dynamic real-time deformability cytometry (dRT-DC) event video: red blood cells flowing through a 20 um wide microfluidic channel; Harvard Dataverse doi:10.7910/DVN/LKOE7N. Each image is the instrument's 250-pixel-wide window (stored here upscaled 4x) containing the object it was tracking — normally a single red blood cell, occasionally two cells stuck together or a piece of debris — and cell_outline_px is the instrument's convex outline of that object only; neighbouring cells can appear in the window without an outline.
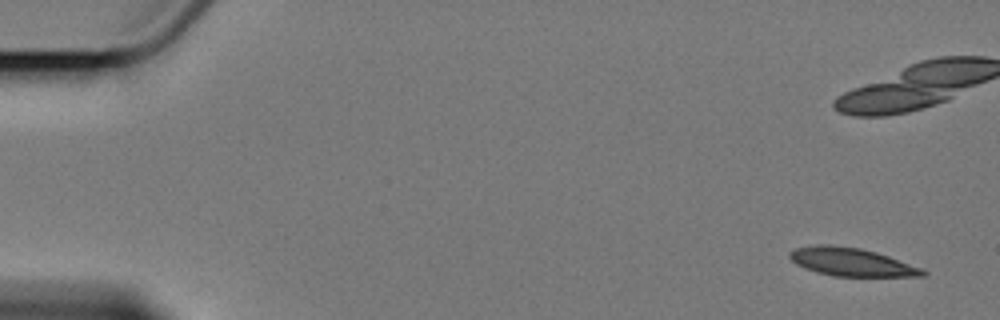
{"species": "Egyptian fruit bat (a non-hibernating species)", "species_latin": "Rousettus aegyptiacus", "temperature_condition": "cold", "stored_images_in_passage": 2, "camera_frame_rate_fps": 3000, "um_per_image_px": 0.085, "animal": {"sex": "female"}, "frame": {"image": 1, "passage_image": 2, "time_ms": 1.333, "image_size_px": [1000, 320], "cell_outline_px": [[928, 272], [924, 276], [836, 276], [816, 272], [804, 268], [796, 264], [788, 256], [788, 252], [796, 248], [816, 244], [832, 244], [860, 248], [876, 252], [924, 268]], "centroid_in_image_um": [72.37, 22.26], "position_along_channel_um": 12.6, "area_um2": 21.96}}